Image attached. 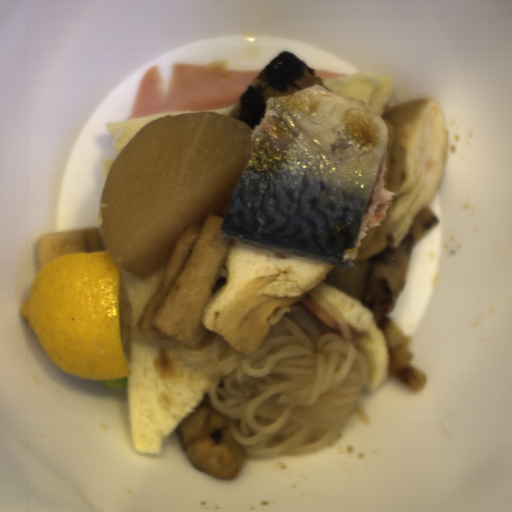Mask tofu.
Returning <instances> with one entry per match:
<instances>
[{
    "mask_svg": "<svg viewBox=\"0 0 512 512\" xmlns=\"http://www.w3.org/2000/svg\"><path fill=\"white\" fill-rule=\"evenodd\" d=\"M224 220L208 214L200 226L180 236L139 322L141 336H164L192 345L204 338L208 329L203 309L236 242L221 238Z\"/></svg>",
    "mask_w": 512,
    "mask_h": 512,
    "instance_id": "obj_1",
    "label": "tofu"
},
{
    "mask_svg": "<svg viewBox=\"0 0 512 512\" xmlns=\"http://www.w3.org/2000/svg\"><path fill=\"white\" fill-rule=\"evenodd\" d=\"M39 272L44 266L68 253L104 252L97 228L44 233L37 238Z\"/></svg>",
    "mask_w": 512,
    "mask_h": 512,
    "instance_id": "obj_2",
    "label": "tofu"
}]
</instances>
